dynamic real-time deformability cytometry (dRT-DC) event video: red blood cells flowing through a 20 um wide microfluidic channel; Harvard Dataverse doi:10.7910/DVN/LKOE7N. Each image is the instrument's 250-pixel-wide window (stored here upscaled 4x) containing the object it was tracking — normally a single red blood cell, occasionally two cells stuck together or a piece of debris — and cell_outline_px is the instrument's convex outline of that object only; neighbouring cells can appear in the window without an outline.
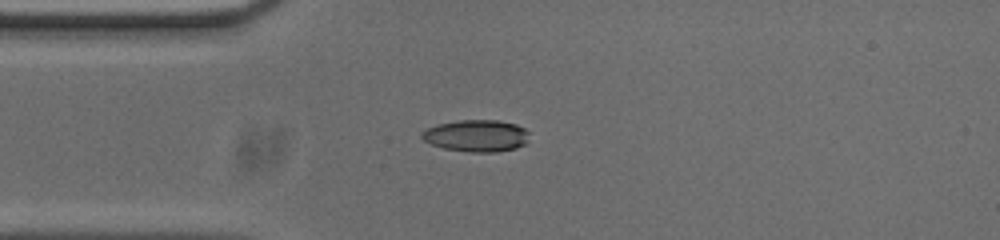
{"species": "common noctule bat (a hibernating species)", "species_latin": "Nyctalus noctula", "temperature_condition": "cold", "stored_images_in_passage": 42, "camera_frame_rate_fps": 3000, "um_per_image_px": 0.085, "animal": {"sex": "male", "body_mass_g": 20.0, "forearm_length_mm": 53.3}, "frame": {"image": 1, "passage_image": 1, "time_ms": 0.0, "image_size_px": [1000, 240], "cell_outline_px": [[528, 132], [524, 144], [516, 148], [496, 152], [468, 152], [444, 148], [432, 144], [424, 140], [420, 136], [420, 132], [428, 128], [440, 124], [460, 120], [496, 120], [516, 124], [524, 128]], "centroid_in_image_um": [40.48, 11.54], "position_along_channel_um": 44.5, "area_um2": 19.77}}
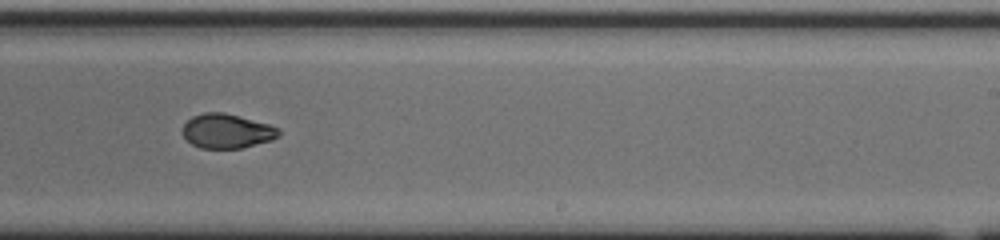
{"frame": {"image": 2, "passage_image": 20, "time_ms": 6.333, "image_size_px": [1000, 240], "cell_outline_px": [[280, 136], [272, 140], [240, 148], [200, 148], [192, 144], [184, 136], [184, 124], [192, 116], [204, 112], [224, 112], [240, 116], [268, 124], [280, 128]], "centroid_in_image_um": [19.31, 11.13], "position_along_channel_um": 269.7, "area_um2": 19.19}}
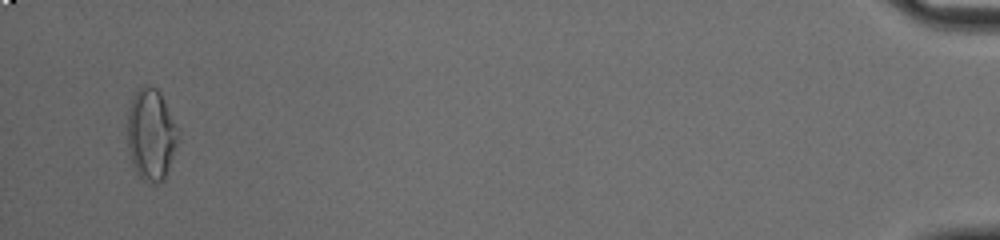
{"frame": {"image": 3, "passage_image": 40, "time_ms": 13.0, "image_size_px": [1000, 240], "cell_outline_px": [[180, 132], [164, 180], [148, 184], [136, 172], [132, 164], [128, 148], [128, 112], [132, 96], [144, 84], [152, 84], [160, 92]], "centroid_in_image_um": [12.83, 11.41], "position_along_channel_um": 422.4, "area_um2": 26.93}, "authors_computed_cell_mechanics": {"area_um2": 19.7676, "velocity_mm_per_s": 3.7179, "shape_relaxation_time_tau1_ms": 6.9083, "shape_relaxation_time_tau2_ms": 0.6326, "deformation_change_tau1": 0.198, "deformation_change_tau2": 0.0399}}